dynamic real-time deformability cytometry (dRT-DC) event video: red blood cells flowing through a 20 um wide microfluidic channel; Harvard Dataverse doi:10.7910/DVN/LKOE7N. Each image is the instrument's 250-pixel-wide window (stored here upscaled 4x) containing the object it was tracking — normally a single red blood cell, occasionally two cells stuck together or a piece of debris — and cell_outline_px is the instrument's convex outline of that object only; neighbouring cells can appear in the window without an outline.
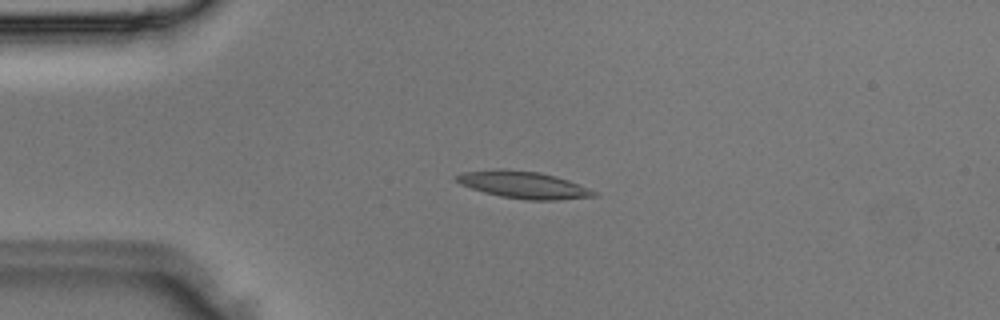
{"species": "Egyptian fruit bat (a non-hibernating species)", "species_latin": "Rousettus aegyptiacus", "temperature_condition": "room temperature", "stored_images_in_passage": 3, "camera_frame_rate_fps": 3000, "um_per_image_px": 0.085, "animal": {"sex": "male"}, "frame": {"image": 1, "passage_image": 2, "time_ms": 0.333, "image_size_px": [1000, 320], "cell_outline_px": [[600, 196], [556, 200], [528, 200], [500, 196], [484, 192], [460, 184], [452, 176], [464, 172], [496, 168], [504, 168], [540, 172], [556, 176], [568, 180], [600, 192]], "centroid_in_image_um": [44.52, 15.7], "position_along_channel_um": 40.5, "area_um2": 22.02}}